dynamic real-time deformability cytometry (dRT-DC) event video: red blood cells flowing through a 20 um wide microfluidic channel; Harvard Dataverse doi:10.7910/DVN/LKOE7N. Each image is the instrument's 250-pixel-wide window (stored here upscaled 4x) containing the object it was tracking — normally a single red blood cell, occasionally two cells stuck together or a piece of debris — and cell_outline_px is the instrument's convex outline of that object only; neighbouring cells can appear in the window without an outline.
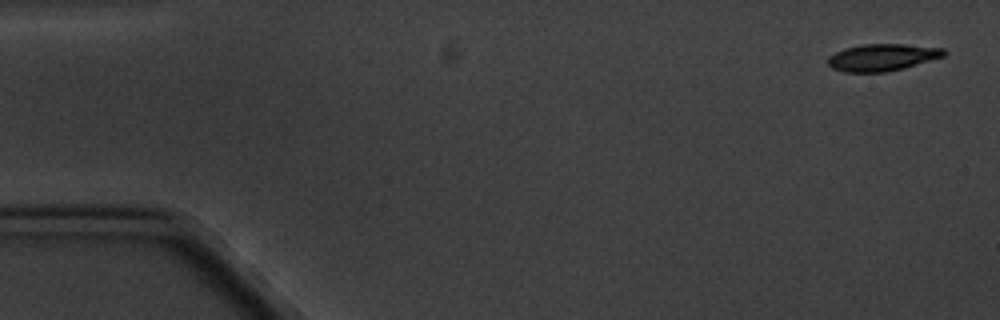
{"species": "common noctule bat (a hibernating species)", "species_latin": "Nyctalus noctula", "temperature_condition": "cold", "stored_images_in_passage": 5, "camera_frame_rate_fps": 3000, "um_per_image_px": 0.085, "animal": {"sex": "male", "body_mass_g": 20.1, "forearm_length_mm": 53.5}, "frame": {"image": 1, "passage_image": 1, "time_ms": 0.0, "image_size_px": [1000, 320], "cell_outline_px": [[948, 52], [944, 56], [904, 68], [884, 72], [844, 72], [832, 68], [828, 64], [828, 56], [844, 48], [860, 44], [904, 44], [944, 48]], "centroid_in_image_um": [74.99, 4.87], "position_along_channel_um": 10.0, "area_um2": 18.32}}
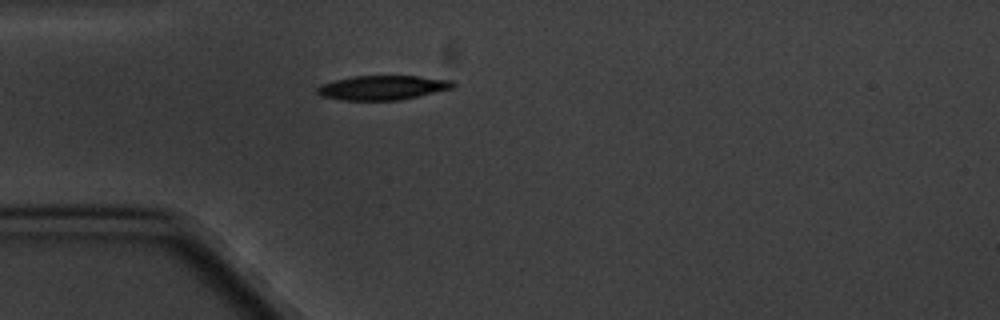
{"frame": {"image": 2, "passage_image": 5, "time_ms": 4.667, "image_size_px": [1000, 320], "cell_outline_px": [[456, 84], [452, 88], [400, 100], [344, 100], [320, 96], [316, 92], [316, 88], [320, 84], [352, 76], [416, 76], [452, 80]], "centroid_in_image_um": [32.48, 7.45], "position_along_channel_um": 52.5, "area_um2": 19.19}}